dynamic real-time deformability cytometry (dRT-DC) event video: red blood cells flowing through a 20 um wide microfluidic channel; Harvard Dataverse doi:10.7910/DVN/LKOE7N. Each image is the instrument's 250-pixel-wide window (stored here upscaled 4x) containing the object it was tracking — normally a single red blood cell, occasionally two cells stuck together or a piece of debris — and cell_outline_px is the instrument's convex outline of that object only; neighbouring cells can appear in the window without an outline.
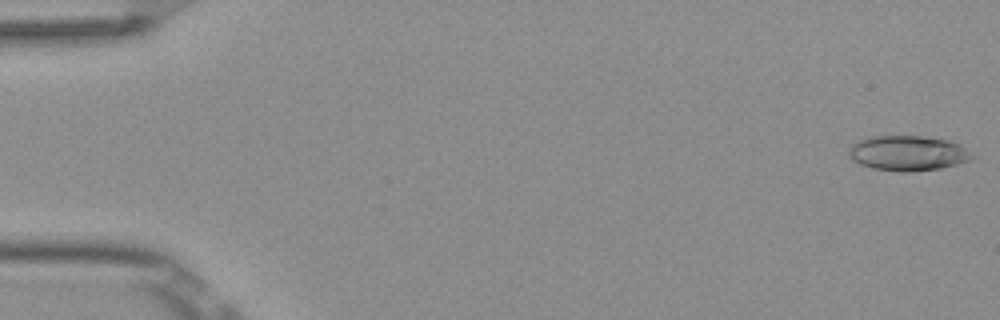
{"species": "Egyptian fruit bat (a non-hibernating species)", "species_latin": "Rousettus aegyptiacus", "temperature_condition": "room temperature", "stored_images_in_passage": 6, "camera_frame_rate_fps": 3000, "um_per_image_px": 0.085, "frame": {"image": 1, "passage_image": 1, "time_ms": 0.0, "image_size_px": [1000, 320], "cell_outline_px": [[976, 156], [972, 160], [940, 168], [908, 172], [900, 172], [872, 168], [860, 164], [852, 160], [848, 152], [848, 148], [852, 144], [868, 136], [924, 136], [948, 140], [960, 144]], "centroid_in_image_um": [77.18, 13.01], "position_along_channel_um": 7.8, "area_um2": 25.37}}
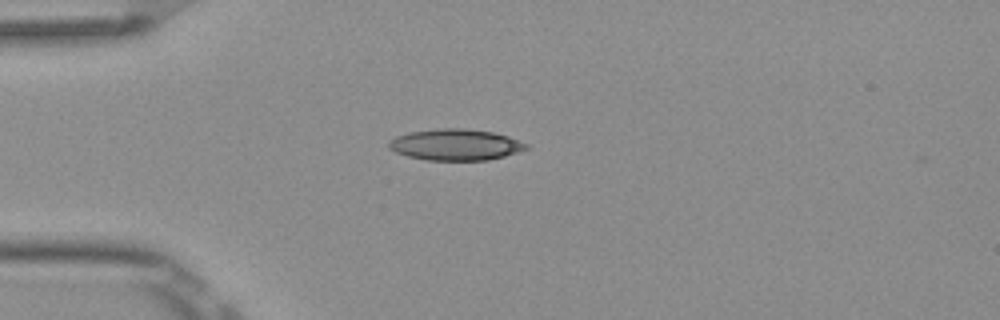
{"frame": {"image": 2, "passage_image": 5, "time_ms": 1.333, "image_size_px": [1000, 320], "cell_outline_px": [[528, 148], [504, 156], [488, 160], [424, 160], [408, 156], [396, 152], [388, 148], [388, 140], [396, 136], [408, 132], [440, 128], [464, 128], [492, 132], [508, 136], [528, 144]], "centroid_in_image_um": [38.68, 12.29], "position_along_channel_um": 46.3, "area_um2": 25.03}}